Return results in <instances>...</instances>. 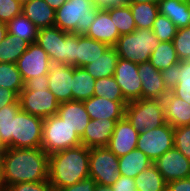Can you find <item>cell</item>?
Segmentation results:
<instances>
[{
    "label": "cell",
    "mask_w": 190,
    "mask_h": 191,
    "mask_svg": "<svg viewBox=\"0 0 190 191\" xmlns=\"http://www.w3.org/2000/svg\"><path fill=\"white\" fill-rule=\"evenodd\" d=\"M166 191H190V177L167 183Z\"/></svg>",
    "instance_id": "obj_50"
},
{
    "label": "cell",
    "mask_w": 190,
    "mask_h": 191,
    "mask_svg": "<svg viewBox=\"0 0 190 191\" xmlns=\"http://www.w3.org/2000/svg\"><path fill=\"white\" fill-rule=\"evenodd\" d=\"M173 147L174 128L166 122L160 127L139 133L136 148L154 162Z\"/></svg>",
    "instance_id": "obj_10"
},
{
    "label": "cell",
    "mask_w": 190,
    "mask_h": 191,
    "mask_svg": "<svg viewBox=\"0 0 190 191\" xmlns=\"http://www.w3.org/2000/svg\"><path fill=\"white\" fill-rule=\"evenodd\" d=\"M2 154H0V188H3V180H2Z\"/></svg>",
    "instance_id": "obj_56"
},
{
    "label": "cell",
    "mask_w": 190,
    "mask_h": 191,
    "mask_svg": "<svg viewBox=\"0 0 190 191\" xmlns=\"http://www.w3.org/2000/svg\"><path fill=\"white\" fill-rule=\"evenodd\" d=\"M80 145L81 138L57 114L43 120L41 148L48 155Z\"/></svg>",
    "instance_id": "obj_5"
},
{
    "label": "cell",
    "mask_w": 190,
    "mask_h": 191,
    "mask_svg": "<svg viewBox=\"0 0 190 191\" xmlns=\"http://www.w3.org/2000/svg\"><path fill=\"white\" fill-rule=\"evenodd\" d=\"M4 147L1 145V142H0V154H2V152L4 151Z\"/></svg>",
    "instance_id": "obj_58"
},
{
    "label": "cell",
    "mask_w": 190,
    "mask_h": 191,
    "mask_svg": "<svg viewBox=\"0 0 190 191\" xmlns=\"http://www.w3.org/2000/svg\"><path fill=\"white\" fill-rule=\"evenodd\" d=\"M51 61L48 54L35 42L28 45L27 50L16 62L24 83L30 78L47 75Z\"/></svg>",
    "instance_id": "obj_11"
},
{
    "label": "cell",
    "mask_w": 190,
    "mask_h": 191,
    "mask_svg": "<svg viewBox=\"0 0 190 191\" xmlns=\"http://www.w3.org/2000/svg\"><path fill=\"white\" fill-rule=\"evenodd\" d=\"M8 191H52L49 181L21 182L6 188Z\"/></svg>",
    "instance_id": "obj_44"
},
{
    "label": "cell",
    "mask_w": 190,
    "mask_h": 191,
    "mask_svg": "<svg viewBox=\"0 0 190 191\" xmlns=\"http://www.w3.org/2000/svg\"><path fill=\"white\" fill-rule=\"evenodd\" d=\"M111 187L113 191H137L135 180L123 175H120Z\"/></svg>",
    "instance_id": "obj_47"
},
{
    "label": "cell",
    "mask_w": 190,
    "mask_h": 191,
    "mask_svg": "<svg viewBox=\"0 0 190 191\" xmlns=\"http://www.w3.org/2000/svg\"><path fill=\"white\" fill-rule=\"evenodd\" d=\"M113 76L128 102L141 99L142 81L138 76L137 63L119 58Z\"/></svg>",
    "instance_id": "obj_12"
},
{
    "label": "cell",
    "mask_w": 190,
    "mask_h": 191,
    "mask_svg": "<svg viewBox=\"0 0 190 191\" xmlns=\"http://www.w3.org/2000/svg\"><path fill=\"white\" fill-rule=\"evenodd\" d=\"M22 5H24V4H26V3H28L29 1H31V0H18Z\"/></svg>",
    "instance_id": "obj_57"
},
{
    "label": "cell",
    "mask_w": 190,
    "mask_h": 191,
    "mask_svg": "<svg viewBox=\"0 0 190 191\" xmlns=\"http://www.w3.org/2000/svg\"><path fill=\"white\" fill-rule=\"evenodd\" d=\"M7 34V24L4 22H0V42L6 37Z\"/></svg>",
    "instance_id": "obj_53"
},
{
    "label": "cell",
    "mask_w": 190,
    "mask_h": 191,
    "mask_svg": "<svg viewBox=\"0 0 190 191\" xmlns=\"http://www.w3.org/2000/svg\"><path fill=\"white\" fill-rule=\"evenodd\" d=\"M87 37L114 47L120 37L117 27L107 10H98L97 16L88 30Z\"/></svg>",
    "instance_id": "obj_21"
},
{
    "label": "cell",
    "mask_w": 190,
    "mask_h": 191,
    "mask_svg": "<svg viewBox=\"0 0 190 191\" xmlns=\"http://www.w3.org/2000/svg\"><path fill=\"white\" fill-rule=\"evenodd\" d=\"M90 119H111L119 121L125 117L128 101H111L104 97L92 96L83 101Z\"/></svg>",
    "instance_id": "obj_16"
},
{
    "label": "cell",
    "mask_w": 190,
    "mask_h": 191,
    "mask_svg": "<svg viewBox=\"0 0 190 191\" xmlns=\"http://www.w3.org/2000/svg\"><path fill=\"white\" fill-rule=\"evenodd\" d=\"M118 157L108 147L90 148L89 177L96 183L112 186L120 177Z\"/></svg>",
    "instance_id": "obj_8"
},
{
    "label": "cell",
    "mask_w": 190,
    "mask_h": 191,
    "mask_svg": "<svg viewBox=\"0 0 190 191\" xmlns=\"http://www.w3.org/2000/svg\"><path fill=\"white\" fill-rule=\"evenodd\" d=\"M77 35L66 32L67 65L76 67Z\"/></svg>",
    "instance_id": "obj_45"
},
{
    "label": "cell",
    "mask_w": 190,
    "mask_h": 191,
    "mask_svg": "<svg viewBox=\"0 0 190 191\" xmlns=\"http://www.w3.org/2000/svg\"><path fill=\"white\" fill-rule=\"evenodd\" d=\"M125 117L139 133L166 123L162 100L141 98L126 105Z\"/></svg>",
    "instance_id": "obj_6"
},
{
    "label": "cell",
    "mask_w": 190,
    "mask_h": 191,
    "mask_svg": "<svg viewBox=\"0 0 190 191\" xmlns=\"http://www.w3.org/2000/svg\"><path fill=\"white\" fill-rule=\"evenodd\" d=\"M138 76L142 81L141 98L163 100L169 93L162 80L161 71L149 61L138 64Z\"/></svg>",
    "instance_id": "obj_17"
},
{
    "label": "cell",
    "mask_w": 190,
    "mask_h": 191,
    "mask_svg": "<svg viewBox=\"0 0 190 191\" xmlns=\"http://www.w3.org/2000/svg\"><path fill=\"white\" fill-rule=\"evenodd\" d=\"M0 191H8L6 188H0Z\"/></svg>",
    "instance_id": "obj_59"
},
{
    "label": "cell",
    "mask_w": 190,
    "mask_h": 191,
    "mask_svg": "<svg viewBox=\"0 0 190 191\" xmlns=\"http://www.w3.org/2000/svg\"><path fill=\"white\" fill-rule=\"evenodd\" d=\"M18 100L21 110L42 119L57 114L60 105L48 88H23Z\"/></svg>",
    "instance_id": "obj_9"
},
{
    "label": "cell",
    "mask_w": 190,
    "mask_h": 191,
    "mask_svg": "<svg viewBox=\"0 0 190 191\" xmlns=\"http://www.w3.org/2000/svg\"><path fill=\"white\" fill-rule=\"evenodd\" d=\"M20 109V104H10L0 109V142L4 148H12V118Z\"/></svg>",
    "instance_id": "obj_34"
},
{
    "label": "cell",
    "mask_w": 190,
    "mask_h": 191,
    "mask_svg": "<svg viewBox=\"0 0 190 191\" xmlns=\"http://www.w3.org/2000/svg\"><path fill=\"white\" fill-rule=\"evenodd\" d=\"M24 88H48V76L41 75L30 78L24 83Z\"/></svg>",
    "instance_id": "obj_51"
},
{
    "label": "cell",
    "mask_w": 190,
    "mask_h": 191,
    "mask_svg": "<svg viewBox=\"0 0 190 191\" xmlns=\"http://www.w3.org/2000/svg\"><path fill=\"white\" fill-rule=\"evenodd\" d=\"M93 96H102L111 101H127L123 97L120 86L116 82L114 76L96 79Z\"/></svg>",
    "instance_id": "obj_36"
},
{
    "label": "cell",
    "mask_w": 190,
    "mask_h": 191,
    "mask_svg": "<svg viewBox=\"0 0 190 191\" xmlns=\"http://www.w3.org/2000/svg\"><path fill=\"white\" fill-rule=\"evenodd\" d=\"M29 43L18 36L7 34L0 42V62L16 64L20 56L27 50Z\"/></svg>",
    "instance_id": "obj_30"
},
{
    "label": "cell",
    "mask_w": 190,
    "mask_h": 191,
    "mask_svg": "<svg viewBox=\"0 0 190 191\" xmlns=\"http://www.w3.org/2000/svg\"><path fill=\"white\" fill-rule=\"evenodd\" d=\"M19 96L10 89L0 87V109L10 104H20Z\"/></svg>",
    "instance_id": "obj_49"
},
{
    "label": "cell",
    "mask_w": 190,
    "mask_h": 191,
    "mask_svg": "<svg viewBox=\"0 0 190 191\" xmlns=\"http://www.w3.org/2000/svg\"><path fill=\"white\" fill-rule=\"evenodd\" d=\"M166 183L190 177V159L173 147L153 162Z\"/></svg>",
    "instance_id": "obj_13"
},
{
    "label": "cell",
    "mask_w": 190,
    "mask_h": 191,
    "mask_svg": "<svg viewBox=\"0 0 190 191\" xmlns=\"http://www.w3.org/2000/svg\"><path fill=\"white\" fill-rule=\"evenodd\" d=\"M165 121L173 128L190 125V104L169 92L162 100Z\"/></svg>",
    "instance_id": "obj_22"
},
{
    "label": "cell",
    "mask_w": 190,
    "mask_h": 191,
    "mask_svg": "<svg viewBox=\"0 0 190 191\" xmlns=\"http://www.w3.org/2000/svg\"><path fill=\"white\" fill-rule=\"evenodd\" d=\"M43 120L20 109L12 118V148H41Z\"/></svg>",
    "instance_id": "obj_7"
},
{
    "label": "cell",
    "mask_w": 190,
    "mask_h": 191,
    "mask_svg": "<svg viewBox=\"0 0 190 191\" xmlns=\"http://www.w3.org/2000/svg\"><path fill=\"white\" fill-rule=\"evenodd\" d=\"M132 16L135 20L136 29H152L159 15L158 4L154 3H129Z\"/></svg>",
    "instance_id": "obj_32"
},
{
    "label": "cell",
    "mask_w": 190,
    "mask_h": 191,
    "mask_svg": "<svg viewBox=\"0 0 190 191\" xmlns=\"http://www.w3.org/2000/svg\"><path fill=\"white\" fill-rule=\"evenodd\" d=\"M23 5L18 0H0V22L8 23L22 14Z\"/></svg>",
    "instance_id": "obj_42"
},
{
    "label": "cell",
    "mask_w": 190,
    "mask_h": 191,
    "mask_svg": "<svg viewBox=\"0 0 190 191\" xmlns=\"http://www.w3.org/2000/svg\"><path fill=\"white\" fill-rule=\"evenodd\" d=\"M96 181L93 178H86L73 185L66 186L59 191H94Z\"/></svg>",
    "instance_id": "obj_46"
},
{
    "label": "cell",
    "mask_w": 190,
    "mask_h": 191,
    "mask_svg": "<svg viewBox=\"0 0 190 191\" xmlns=\"http://www.w3.org/2000/svg\"><path fill=\"white\" fill-rule=\"evenodd\" d=\"M159 43L152 29L142 28L120 35L114 48L119 58L139 64L150 60L152 51Z\"/></svg>",
    "instance_id": "obj_4"
},
{
    "label": "cell",
    "mask_w": 190,
    "mask_h": 191,
    "mask_svg": "<svg viewBox=\"0 0 190 191\" xmlns=\"http://www.w3.org/2000/svg\"><path fill=\"white\" fill-rule=\"evenodd\" d=\"M174 147L190 159V125L174 128Z\"/></svg>",
    "instance_id": "obj_41"
},
{
    "label": "cell",
    "mask_w": 190,
    "mask_h": 191,
    "mask_svg": "<svg viewBox=\"0 0 190 191\" xmlns=\"http://www.w3.org/2000/svg\"><path fill=\"white\" fill-rule=\"evenodd\" d=\"M49 7H51L54 11L58 10L62 5H64L67 0H44Z\"/></svg>",
    "instance_id": "obj_52"
},
{
    "label": "cell",
    "mask_w": 190,
    "mask_h": 191,
    "mask_svg": "<svg viewBox=\"0 0 190 191\" xmlns=\"http://www.w3.org/2000/svg\"><path fill=\"white\" fill-rule=\"evenodd\" d=\"M22 14L38 29L55 24V11L44 0H31L24 4Z\"/></svg>",
    "instance_id": "obj_24"
},
{
    "label": "cell",
    "mask_w": 190,
    "mask_h": 191,
    "mask_svg": "<svg viewBox=\"0 0 190 191\" xmlns=\"http://www.w3.org/2000/svg\"><path fill=\"white\" fill-rule=\"evenodd\" d=\"M118 59L116 49L109 47L100 57L87 64L84 68L95 79L110 77L114 75Z\"/></svg>",
    "instance_id": "obj_27"
},
{
    "label": "cell",
    "mask_w": 190,
    "mask_h": 191,
    "mask_svg": "<svg viewBox=\"0 0 190 191\" xmlns=\"http://www.w3.org/2000/svg\"><path fill=\"white\" fill-rule=\"evenodd\" d=\"M161 0H129V3H154L158 4Z\"/></svg>",
    "instance_id": "obj_55"
},
{
    "label": "cell",
    "mask_w": 190,
    "mask_h": 191,
    "mask_svg": "<svg viewBox=\"0 0 190 191\" xmlns=\"http://www.w3.org/2000/svg\"><path fill=\"white\" fill-rule=\"evenodd\" d=\"M98 10L91 0H67L55 11L54 26L67 33L86 35Z\"/></svg>",
    "instance_id": "obj_3"
},
{
    "label": "cell",
    "mask_w": 190,
    "mask_h": 191,
    "mask_svg": "<svg viewBox=\"0 0 190 191\" xmlns=\"http://www.w3.org/2000/svg\"><path fill=\"white\" fill-rule=\"evenodd\" d=\"M138 136L139 132L136 131L129 120L124 117L116 122L115 129L107 147L119 158L136 149Z\"/></svg>",
    "instance_id": "obj_18"
},
{
    "label": "cell",
    "mask_w": 190,
    "mask_h": 191,
    "mask_svg": "<svg viewBox=\"0 0 190 191\" xmlns=\"http://www.w3.org/2000/svg\"><path fill=\"white\" fill-rule=\"evenodd\" d=\"M137 191H166V181L153 163L135 178Z\"/></svg>",
    "instance_id": "obj_29"
},
{
    "label": "cell",
    "mask_w": 190,
    "mask_h": 191,
    "mask_svg": "<svg viewBox=\"0 0 190 191\" xmlns=\"http://www.w3.org/2000/svg\"><path fill=\"white\" fill-rule=\"evenodd\" d=\"M180 74L181 62L171 65L167 69L161 71L162 80L169 92H171L179 82Z\"/></svg>",
    "instance_id": "obj_43"
},
{
    "label": "cell",
    "mask_w": 190,
    "mask_h": 191,
    "mask_svg": "<svg viewBox=\"0 0 190 191\" xmlns=\"http://www.w3.org/2000/svg\"><path fill=\"white\" fill-rule=\"evenodd\" d=\"M116 122L111 119H90L81 137V144L87 148L107 147Z\"/></svg>",
    "instance_id": "obj_19"
},
{
    "label": "cell",
    "mask_w": 190,
    "mask_h": 191,
    "mask_svg": "<svg viewBox=\"0 0 190 191\" xmlns=\"http://www.w3.org/2000/svg\"><path fill=\"white\" fill-rule=\"evenodd\" d=\"M177 27L164 15H159L154 21L152 31L160 42L172 41L177 32Z\"/></svg>",
    "instance_id": "obj_39"
},
{
    "label": "cell",
    "mask_w": 190,
    "mask_h": 191,
    "mask_svg": "<svg viewBox=\"0 0 190 191\" xmlns=\"http://www.w3.org/2000/svg\"><path fill=\"white\" fill-rule=\"evenodd\" d=\"M118 160V172L120 175L133 179L153 164L152 160L137 148L119 157Z\"/></svg>",
    "instance_id": "obj_26"
},
{
    "label": "cell",
    "mask_w": 190,
    "mask_h": 191,
    "mask_svg": "<svg viewBox=\"0 0 190 191\" xmlns=\"http://www.w3.org/2000/svg\"><path fill=\"white\" fill-rule=\"evenodd\" d=\"M97 9H117L129 5V0H91Z\"/></svg>",
    "instance_id": "obj_48"
},
{
    "label": "cell",
    "mask_w": 190,
    "mask_h": 191,
    "mask_svg": "<svg viewBox=\"0 0 190 191\" xmlns=\"http://www.w3.org/2000/svg\"><path fill=\"white\" fill-rule=\"evenodd\" d=\"M161 15L166 16L177 28L190 26V2L187 0H161L158 3Z\"/></svg>",
    "instance_id": "obj_23"
},
{
    "label": "cell",
    "mask_w": 190,
    "mask_h": 191,
    "mask_svg": "<svg viewBox=\"0 0 190 191\" xmlns=\"http://www.w3.org/2000/svg\"><path fill=\"white\" fill-rule=\"evenodd\" d=\"M57 115L81 138L90 121L83 101L70 100L59 105Z\"/></svg>",
    "instance_id": "obj_20"
},
{
    "label": "cell",
    "mask_w": 190,
    "mask_h": 191,
    "mask_svg": "<svg viewBox=\"0 0 190 191\" xmlns=\"http://www.w3.org/2000/svg\"><path fill=\"white\" fill-rule=\"evenodd\" d=\"M180 62L179 82L171 92L190 104V60H181Z\"/></svg>",
    "instance_id": "obj_38"
},
{
    "label": "cell",
    "mask_w": 190,
    "mask_h": 191,
    "mask_svg": "<svg viewBox=\"0 0 190 191\" xmlns=\"http://www.w3.org/2000/svg\"><path fill=\"white\" fill-rule=\"evenodd\" d=\"M172 42L178 59L190 60V26L178 28Z\"/></svg>",
    "instance_id": "obj_40"
},
{
    "label": "cell",
    "mask_w": 190,
    "mask_h": 191,
    "mask_svg": "<svg viewBox=\"0 0 190 191\" xmlns=\"http://www.w3.org/2000/svg\"><path fill=\"white\" fill-rule=\"evenodd\" d=\"M48 166L49 155L42 148H5L1 170L3 187L48 181Z\"/></svg>",
    "instance_id": "obj_1"
},
{
    "label": "cell",
    "mask_w": 190,
    "mask_h": 191,
    "mask_svg": "<svg viewBox=\"0 0 190 191\" xmlns=\"http://www.w3.org/2000/svg\"><path fill=\"white\" fill-rule=\"evenodd\" d=\"M109 46L86 35H77L76 67L84 68L100 57Z\"/></svg>",
    "instance_id": "obj_25"
},
{
    "label": "cell",
    "mask_w": 190,
    "mask_h": 191,
    "mask_svg": "<svg viewBox=\"0 0 190 191\" xmlns=\"http://www.w3.org/2000/svg\"><path fill=\"white\" fill-rule=\"evenodd\" d=\"M149 62L160 71L167 69L180 60L178 59L173 42H160L158 46L152 51Z\"/></svg>",
    "instance_id": "obj_31"
},
{
    "label": "cell",
    "mask_w": 190,
    "mask_h": 191,
    "mask_svg": "<svg viewBox=\"0 0 190 191\" xmlns=\"http://www.w3.org/2000/svg\"><path fill=\"white\" fill-rule=\"evenodd\" d=\"M107 11L120 35L132 33L136 29L129 5L117 9H107Z\"/></svg>",
    "instance_id": "obj_37"
},
{
    "label": "cell",
    "mask_w": 190,
    "mask_h": 191,
    "mask_svg": "<svg viewBox=\"0 0 190 191\" xmlns=\"http://www.w3.org/2000/svg\"><path fill=\"white\" fill-rule=\"evenodd\" d=\"M96 79L85 68L73 66L72 100L84 101L94 95Z\"/></svg>",
    "instance_id": "obj_28"
},
{
    "label": "cell",
    "mask_w": 190,
    "mask_h": 191,
    "mask_svg": "<svg viewBox=\"0 0 190 191\" xmlns=\"http://www.w3.org/2000/svg\"><path fill=\"white\" fill-rule=\"evenodd\" d=\"M90 148L84 145L49 155L48 181L53 190H60L89 177Z\"/></svg>",
    "instance_id": "obj_2"
},
{
    "label": "cell",
    "mask_w": 190,
    "mask_h": 191,
    "mask_svg": "<svg viewBox=\"0 0 190 191\" xmlns=\"http://www.w3.org/2000/svg\"><path fill=\"white\" fill-rule=\"evenodd\" d=\"M94 191H113L111 186H105L96 183Z\"/></svg>",
    "instance_id": "obj_54"
},
{
    "label": "cell",
    "mask_w": 190,
    "mask_h": 191,
    "mask_svg": "<svg viewBox=\"0 0 190 191\" xmlns=\"http://www.w3.org/2000/svg\"><path fill=\"white\" fill-rule=\"evenodd\" d=\"M0 87L13 90L19 96L24 81L16 64L0 62Z\"/></svg>",
    "instance_id": "obj_35"
},
{
    "label": "cell",
    "mask_w": 190,
    "mask_h": 191,
    "mask_svg": "<svg viewBox=\"0 0 190 191\" xmlns=\"http://www.w3.org/2000/svg\"><path fill=\"white\" fill-rule=\"evenodd\" d=\"M36 43L48 54L51 62L67 65L66 32L56 26L38 29Z\"/></svg>",
    "instance_id": "obj_14"
},
{
    "label": "cell",
    "mask_w": 190,
    "mask_h": 191,
    "mask_svg": "<svg viewBox=\"0 0 190 191\" xmlns=\"http://www.w3.org/2000/svg\"><path fill=\"white\" fill-rule=\"evenodd\" d=\"M8 34L18 36L29 44L35 43L37 39L38 28L23 14L16 16L7 23Z\"/></svg>",
    "instance_id": "obj_33"
},
{
    "label": "cell",
    "mask_w": 190,
    "mask_h": 191,
    "mask_svg": "<svg viewBox=\"0 0 190 191\" xmlns=\"http://www.w3.org/2000/svg\"><path fill=\"white\" fill-rule=\"evenodd\" d=\"M47 76L48 89L55 95L59 103L72 100L73 66L51 62Z\"/></svg>",
    "instance_id": "obj_15"
}]
</instances>
